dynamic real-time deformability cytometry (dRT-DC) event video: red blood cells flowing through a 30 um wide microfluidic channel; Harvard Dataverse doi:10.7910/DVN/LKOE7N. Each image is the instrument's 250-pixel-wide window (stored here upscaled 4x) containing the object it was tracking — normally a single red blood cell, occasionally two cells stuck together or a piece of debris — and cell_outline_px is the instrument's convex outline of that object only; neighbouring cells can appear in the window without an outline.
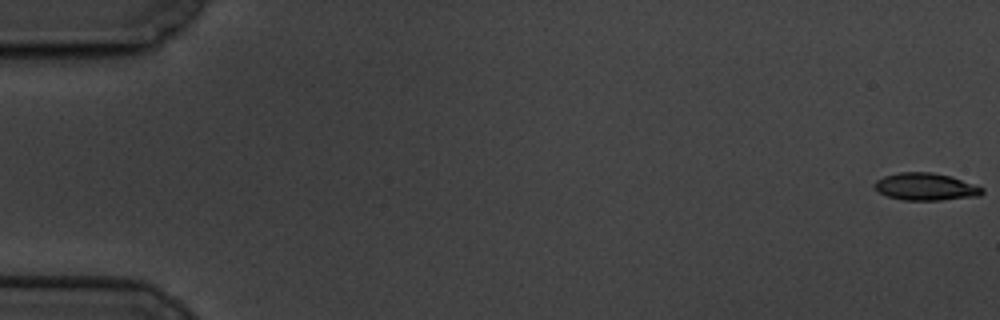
{"species": "common noctule bat (a hibernating species)", "species_latin": "Nyctalus noctula", "temperature_condition": "cold", "stored_images_in_passage": 62, "camera_frame_rate_fps": 3000, "um_per_image_px": 0.085, "animal": {"sex": "male", "body_mass_g": 19.5, "forearm_length_mm": 54.6}, "frame": {"image": 1, "passage_image": 1, "time_ms": 0.0, "image_size_px": [1000, 320], "cell_outline_px": [[984, 192], [980, 196], [940, 200], [904, 200], [888, 196], [880, 192], [872, 184], [876, 180], [884, 176], [900, 172], [932, 172], [952, 176], [984, 188]], "centroid_in_image_um": [78.7, 15.86], "position_along_channel_um": 6.3, "area_um2": 17.17}}
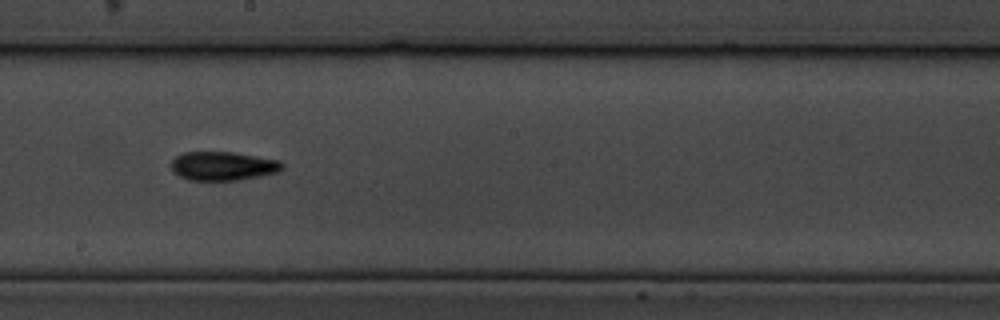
{"frame": {"image": 2, "passage_image": 35, "time_ms": 11.333, "image_size_px": [1000, 320], "cell_outline_px": [[284, 168], [280, 172], [240, 180], [188, 180], [172, 172], [168, 164], [176, 156], [184, 152], [232, 152], [280, 160], [284, 164]], "centroid_in_image_um": [18.94, 14.11], "position_along_channel_um": 229.3, "area_um2": 18.96}}
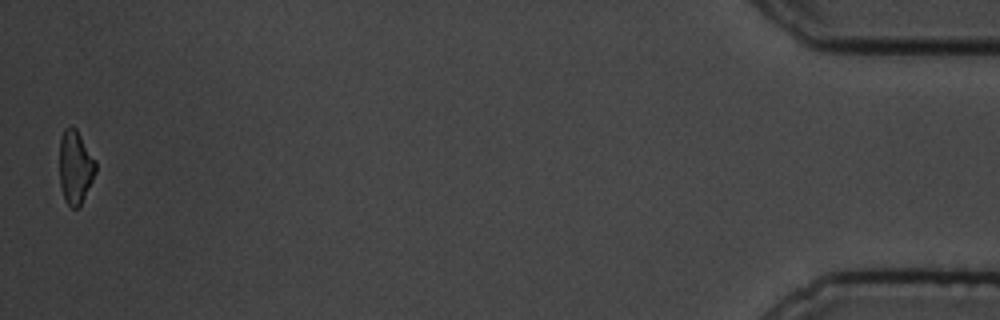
{"frame": {"image": 3, "passage_image": 61, "time_ms": 20.0, "image_size_px": [1000, 320], "cell_outline_px": [[96, 172], [80, 208], [72, 208], [64, 200], [60, 184], [60, 140], [64, 128], [76, 128], [96, 160]], "centroid_in_image_um": [6.41, 14.24], "position_along_channel_um": 428.8, "area_um2": 15.55}, "authors_computed_cell_mechanics": {"area_um2": 17.7157, "velocity_mm_per_s": 3.3216, "shape_relaxation_time_tau1_ms": 6.1245, "shape_relaxation_time_tau2_ms": 4.0742, "deformation_change_tau1": 0.1581, "deformation_change_tau2": 0.1022}}